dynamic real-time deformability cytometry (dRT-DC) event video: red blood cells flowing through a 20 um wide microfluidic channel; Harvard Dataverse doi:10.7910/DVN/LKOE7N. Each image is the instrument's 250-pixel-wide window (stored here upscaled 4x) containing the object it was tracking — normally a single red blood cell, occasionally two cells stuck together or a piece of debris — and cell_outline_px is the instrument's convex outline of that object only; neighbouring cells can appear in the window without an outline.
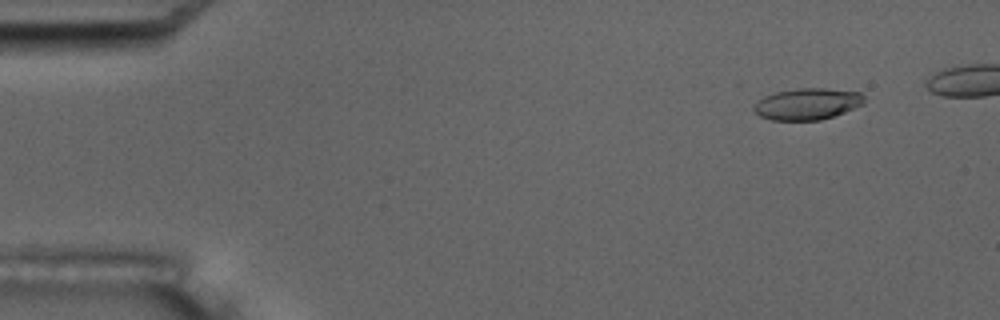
{"species": "common noctule bat (a hibernating species)", "species_latin": "Nyctalus noctula", "temperature_condition": "room temperature", "stored_images_in_passage": 6, "camera_frame_rate_fps": 3000, "um_per_image_px": 0.085, "animal": {"sex": "male", "body_mass_g": 17.5, "forearm_length_mm": 52.3}, "frame": {"image": 1, "passage_image": 2, "time_ms": 1.0, "image_size_px": [1000, 320], "cell_outline_px": [[864, 104], [844, 112], [820, 120], [772, 120], [760, 116], [752, 108], [764, 96], [776, 92], [796, 88], [824, 88], [860, 92], [864, 96]], "centroid_in_image_um": [68.64, 8.83], "position_along_channel_um": 16.4, "area_um2": 20.11}}